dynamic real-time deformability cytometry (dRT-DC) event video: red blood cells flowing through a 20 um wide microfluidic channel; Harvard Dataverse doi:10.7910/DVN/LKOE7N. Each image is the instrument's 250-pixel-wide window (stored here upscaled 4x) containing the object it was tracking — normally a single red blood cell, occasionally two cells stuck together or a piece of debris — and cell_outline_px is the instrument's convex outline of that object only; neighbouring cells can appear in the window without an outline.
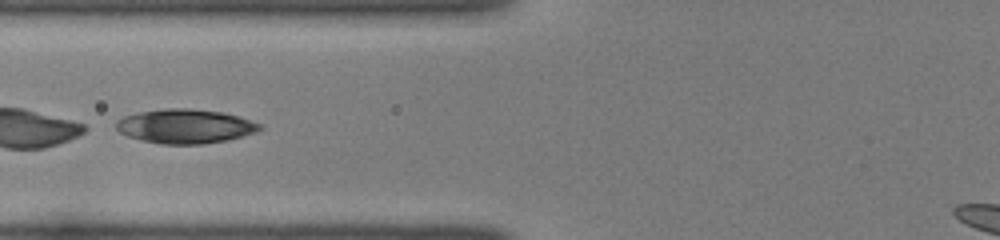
{"species": "common noctule bat (a hibernating species)", "species_latin": "Nyctalus noctula", "temperature_condition": "room temperature", "stored_images_in_passage": 23, "camera_frame_rate_fps": 3000, "um_per_image_px": 0.085, "animal": {"sex": "female", "body_mass_g": 22.0, "forearm_length_mm": 56.7}, "frame": {"image": 1, "passage_image": 12, "time_ms": 3.667, "image_size_px": [1000, 240], "cell_outline_px": [[264, 128], [256, 132], [228, 140], [200, 144], [160, 144], [128, 136], [120, 132], [116, 128], [116, 120], [124, 116], [140, 112], [164, 108], [192, 108], [220, 112], [236, 116], [260, 124]], "centroid_in_image_um": [15.73, 10.73], "position_along_channel_um": 110.1, "area_um2": 28.44}}
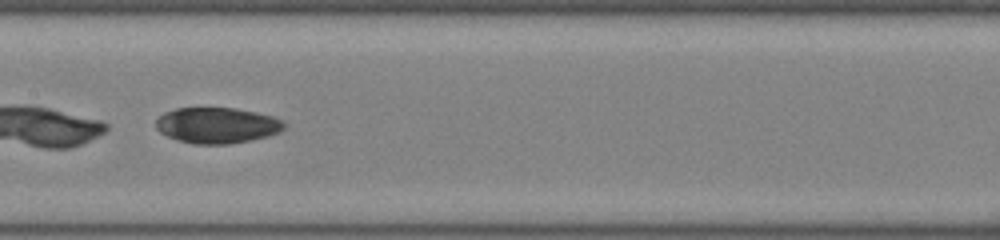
{"frame": {"image": 2, "passage_image": 18, "time_ms": 5.667, "image_size_px": [1000, 240], "cell_outline_px": [[284, 128], [280, 132], [268, 136], [252, 140], [228, 144], [196, 144], [176, 140], [160, 132], [156, 128], [156, 120], [164, 112], [176, 108], [236, 108], [256, 112], [272, 116], [284, 120]], "centroid_in_image_um": [18.46, 10.65], "position_along_channel_um": 188.9, "area_um2": 26.88}}
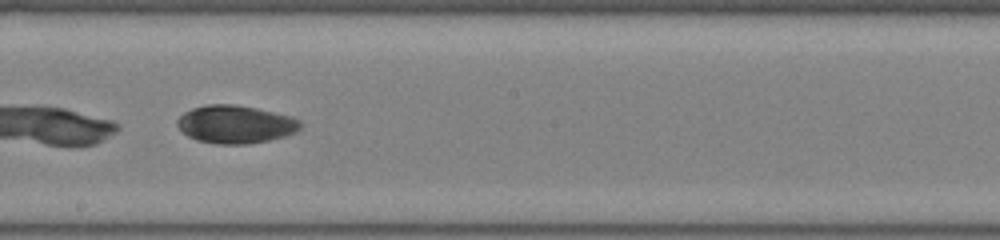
{"frame": {"image": 3, "passage_image": 21, "time_ms": 6.667, "image_size_px": [1000, 240], "cell_outline_px": [[300, 128], [296, 132], [284, 136], [268, 140], [248, 144], [216, 144], [196, 140], [188, 136], [176, 124], [176, 120], [184, 112], [192, 108], [204, 104], [236, 104], [256, 108], [292, 116], [300, 120]], "centroid_in_image_um": [20.0, 10.56], "position_along_channel_um": 228.2, "area_um2": 27.34}}